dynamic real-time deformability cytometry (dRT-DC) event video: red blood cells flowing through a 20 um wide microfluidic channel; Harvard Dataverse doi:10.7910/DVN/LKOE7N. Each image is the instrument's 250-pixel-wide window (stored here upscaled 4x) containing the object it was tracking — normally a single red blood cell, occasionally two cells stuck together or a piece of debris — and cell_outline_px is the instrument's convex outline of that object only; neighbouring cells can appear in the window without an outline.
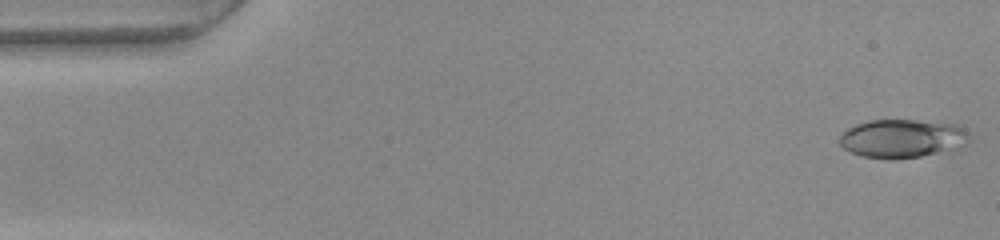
{"species": "common noctule bat (a hibernating species)", "species_latin": "Nyctalus noctula", "temperature_condition": "warm", "stored_images_in_passage": 52, "camera_frame_rate_fps": 3000, "um_per_image_px": 0.085, "animal": {"sex": "female", "body_mass_g": 22.0, "forearm_length_mm": 56.7}, "frame": {"image": 1, "passage_image": 1, "time_ms": 0.0, "image_size_px": [1000, 240], "cell_outline_px": [[968, 140], [952, 148], [920, 156], [896, 160], [888, 160], [860, 156], [848, 152], [840, 144], [840, 136], [848, 128], [856, 124], [868, 120], [916, 120], [956, 124], [964, 128], [968, 136]], "centroid_in_image_um": [76.59, 11.77], "position_along_channel_um": 8.4, "area_um2": 28.84}}
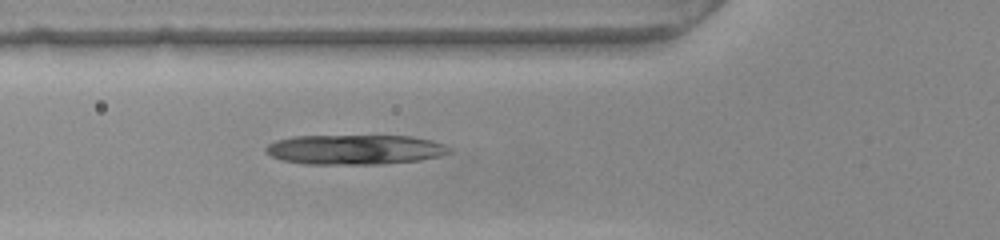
{"frame": {"image": 2, "passage_image": 18, "time_ms": 5.667, "image_size_px": [1000, 240], "cell_outline_px": [[452, 152], [420, 160], [384, 164], [304, 164], [280, 160], [264, 152], [264, 148], [268, 144], [276, 140], [296, 136], [412, 136], [432, 140], [444, 144]], "centroid_in_image_um": [30.12, 12.72], "position_along_channel_um": 95.7, "area_um2": 31.96}}
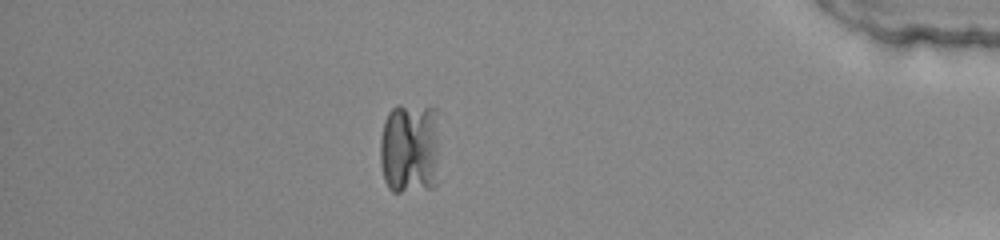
{"frame": {"image": 3, "passage_image": 45, "time_ms": 14.667, "image_size_px": [1000, 240], "cell_outline_px": [[440, 112], [436, 184], [432, 188], [400, 192], [392, 192], [388, 188], [384, 180], [380, 164], [380, 140], [384, 120], [388, 112], [396, 104], [432, 104], [440, 108]], "centroid_in_image_um": [34.87, 12.51], "position_along_channel_um": 400.3, "area_um2": 33.93}}